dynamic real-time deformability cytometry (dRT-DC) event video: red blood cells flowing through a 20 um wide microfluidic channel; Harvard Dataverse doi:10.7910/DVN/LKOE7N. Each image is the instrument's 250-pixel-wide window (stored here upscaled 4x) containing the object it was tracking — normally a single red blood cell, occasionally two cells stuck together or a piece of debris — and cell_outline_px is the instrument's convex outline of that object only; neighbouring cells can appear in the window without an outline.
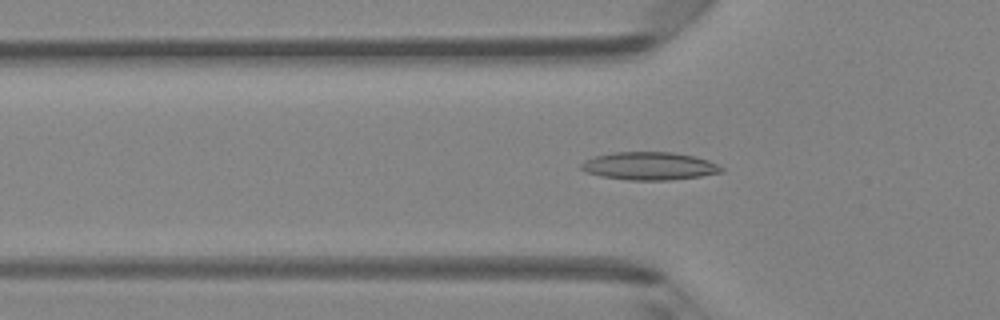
{"species": "Egyptian fruit bat (a non-hibernating species)", "species_latin": "Rousettus aegyptiacus", "temperature_condition": "room temperature", "stored_images_in_passage": 49, "segment_of_instrument_passage": [1, 2], "camera_frame_rate_fps": 3000, "um_per_image_px": 0.085, "animal": {"sex": "female"}, "frame": {"image": 1, "passage_image": 16, "time_ms": 5.0, "image_size_px": [1000, 320], "cell_outline_px": [[724, 172], [700, 176], [668, 180], [628, 180], [600, 176], [588, 172], [580, 168], [580, 164], [584, 160], [596, 156], [612, 152], [672, 152], [692, 156], [708, 160], [724, 168]], "centroid_in_image_um": [55.18, 14.11], "position_along_channel_um": 70.6, "area_um2": 22.72}}
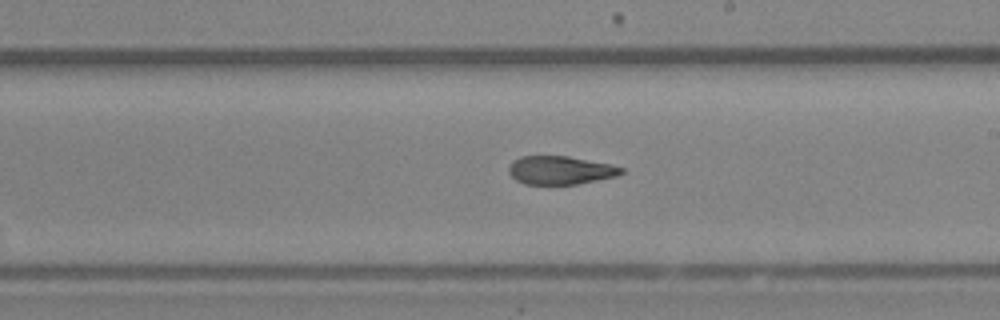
{"frame": {"image": 2, "passage_image": 28, "time_ms": 9.0, "image_size_px": [1000, 320], "cell_outline_px": [[624, 172], [616, 176], [576, 184], [524, 184], [516, 180], [508, 172], [508, 168], [512, 160], [520, 156], [568, 156], [612, 164], [624, 168]], "centroid_in_image_um": [47.61, 14.46], "position_along_channel_um": 241.4, "area_um2": 18.67}}
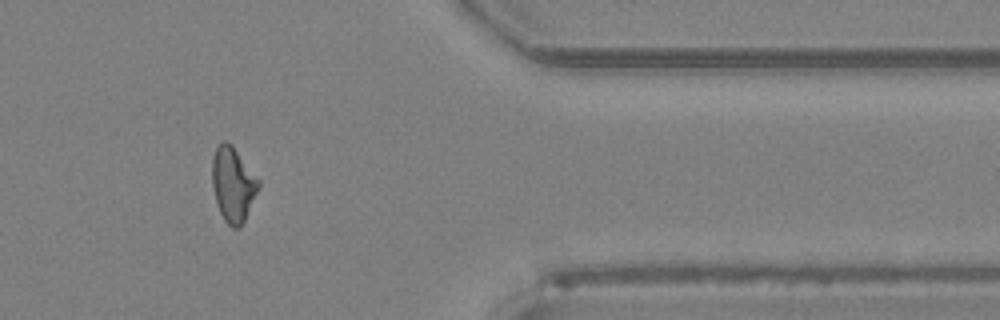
{"frame": {"image": 3, "passage_image": 40, "time_ms": 13.0, "image_size_px": [1000, 320], "cell_outline_px": [[260, 188], [240, 228], [232, 228], [224, 220], [220, 212], [216, 200], [212, 184], [212, 160], [216, 148], [220, 140], [228, 140], [232, 144], [260, 180]], "centroid_in_image_um": [19.82, 15.64], "position_along_channel_um": 391.6, "area_um2": 20.35}}